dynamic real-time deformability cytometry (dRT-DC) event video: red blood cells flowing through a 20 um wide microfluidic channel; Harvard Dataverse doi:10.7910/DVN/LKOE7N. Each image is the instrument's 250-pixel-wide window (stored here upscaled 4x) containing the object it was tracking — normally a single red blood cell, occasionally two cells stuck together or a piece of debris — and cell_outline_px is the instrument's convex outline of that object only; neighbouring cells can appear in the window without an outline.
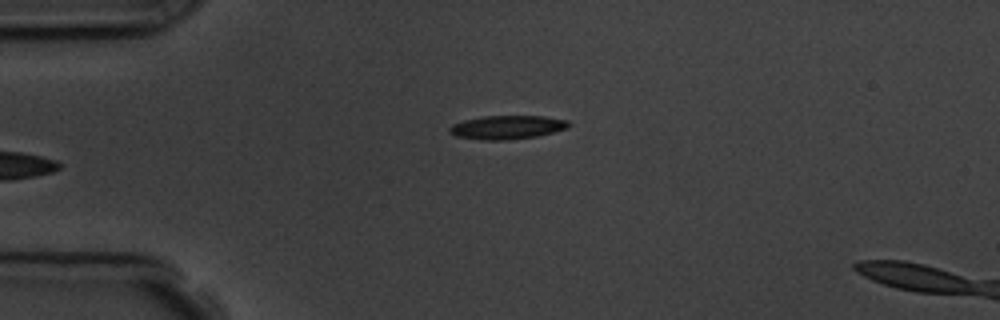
{"species": "common noctule bat (a hibernating species)", "species_latin": "Nyctalus noctula", "temperature_condition": "room temperature", "stored_images_in_passage": 6, "camera_frame_rate_fps": 3000, "um_per_image_px": 0.085, "animal": {"sex": "male", "body_mass_g": 19.5, "forearm_length_mm": 54.6}, "frame": {"image": 1, "passage_image": 4, "time_ms": 4.333, "image_size_px": [1000, 320], "cell_outline_px": [[572, 124], [568, 128], [536, 136], [508, 140], [484, 140], [456, 136], [448, 132], [448, 128], [452, 124], [464, 120], [484, 116], [544, 116], [568, 120]], "centroid_in_image_um": [43.11, 10.81], "position_along_channel_um": 41.9, "area_um2": 16.47}}